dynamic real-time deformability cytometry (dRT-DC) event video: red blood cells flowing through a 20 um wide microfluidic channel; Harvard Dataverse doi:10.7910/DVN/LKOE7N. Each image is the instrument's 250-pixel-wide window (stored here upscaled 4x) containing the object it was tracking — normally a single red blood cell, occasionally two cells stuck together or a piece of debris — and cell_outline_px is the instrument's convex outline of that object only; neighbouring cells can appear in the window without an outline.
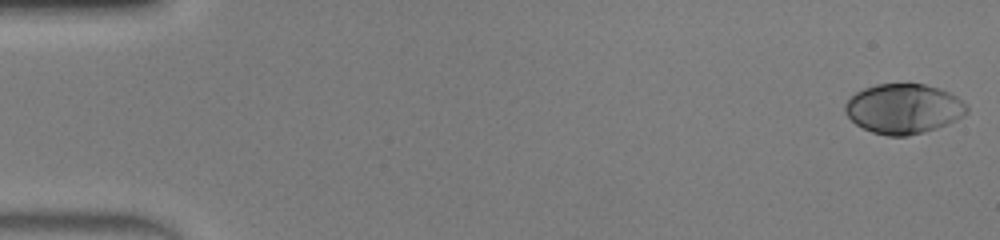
{"species": "human", "species_latin": "Homo sapiens", "temperature_condition": "warm", "stored_images_in_passage": 49, "camera_frame_rate_fps": 3000, "um_per_image_px": 0.085, "donor": {"sex": "male"}, "frame": {"image": 1, "passage_image": 1, "time_ms": 0.0, "image_size_px": [1000, 240], "cell_outline_px": [[968, 112], [964, 116], [948, 124], [924, 132], [908, 136], [888, 136], [872, 132], [856, 124], [844, 112], [844, 104], [856, 92], [864, 88], [876, 84], [924, 84], [940, 88], [956, 96], [968, 104]], "centroid_in_image_um": [76.82, 9.24], "position_along_channel_um": 8.2, "area_um2": 35.49}}
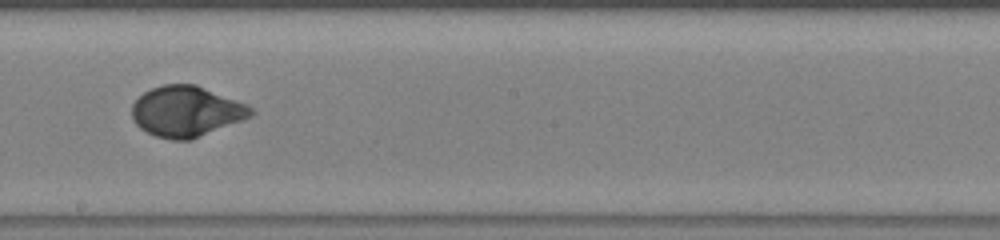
{"frame": {"image": 2, "passage_image": 28, "time_ms": 9.0, "image_size_px": [1000, 240], "cell_outline_px": [[256, 112], [252, 116], [244, 120], [192, 140], [172, 140], [156, 136], [140, 128], [132, 120], [132, 104], [144, 92], [152, 88], [164, 84], [196, 84], [248, 104]], "centroid_in_image_um": [15.87, 9.47], "position_along_channel_um": 232.3, "area_um2": 35.43}}
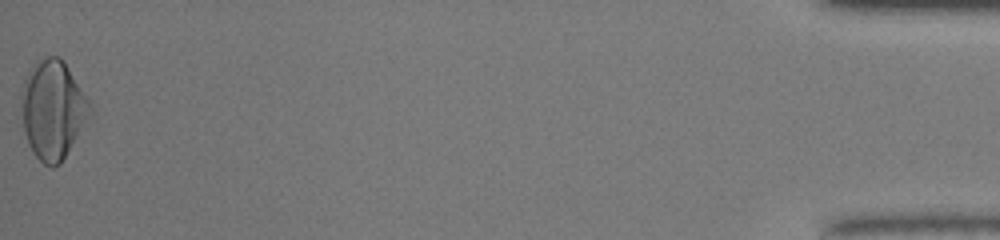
{"frame": {"image": 3, "passage_image": 49, "time_ms": 16.0, "image_size_px": [1000, 240], "cell_outline_px": [[96, 112], [60, 164], [52, 168], [44, 164], [32, 152], [28, 144], [24, 132], [20, 96], [20, 92], [24, 80], [28, 72], [36, 60], [44, 56], [60, 56], [64, 60], [92, 104]], "centroid_in_image_um": [4.53, 9.32], "position_along_channel_um": 430.7, "area_um2": 40.63}, "authors_computed_cell_mechanics": {"area_um2": 34.5066, "velocity_mm_per_s": 4.2367, "shape_relaxation_time_tau1_ms": 3.3169, "shape_relaxation_time_tau2_ms": null, "deformation_change_tau1": 0.1918, "deformation_change_tau2": null}}